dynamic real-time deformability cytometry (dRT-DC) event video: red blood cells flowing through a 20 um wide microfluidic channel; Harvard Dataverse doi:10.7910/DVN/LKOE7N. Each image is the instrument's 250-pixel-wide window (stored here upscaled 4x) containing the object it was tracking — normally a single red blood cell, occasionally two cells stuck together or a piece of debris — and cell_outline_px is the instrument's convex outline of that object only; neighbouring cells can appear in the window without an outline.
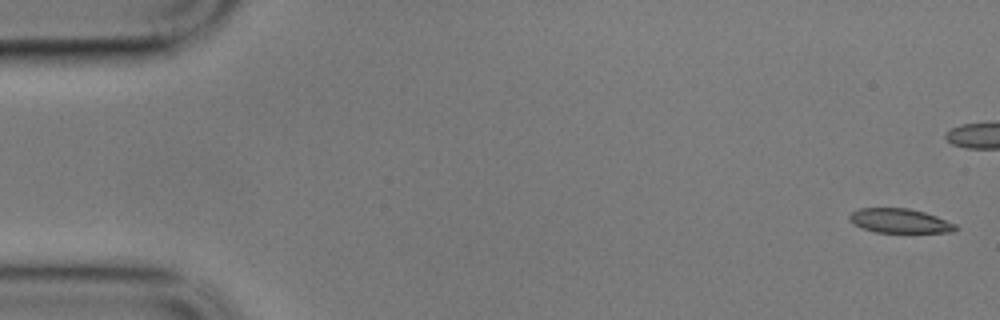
{"species": "common noctule bat (a hibernating species)", "species_latin": "Nyctalus noctula", "temperature_condition": "cold", "stored_images_in_passage": 6, "camera_frame_rate_fps": 3000, "um_per_image_px": 0.085, "animal": {"sex": "male", "body_mass_g": 17.9}, "frame": {"image": 1, "passage_image": 1, "time_ms": 0.0, "image_size_px": [1000, 320], "cell_outline_px": [[960, 228], [956, 232], [876, 232], [852, 224], [848, 220], [848, 216], [852, 212], [860, 208], [908, 208], [924, 212], [936, 216], [956, 224]], "centroid_in_image_um": [76.49, 18.77], "position_along_channel_um": 8.5, "area_um2": 15.09}}
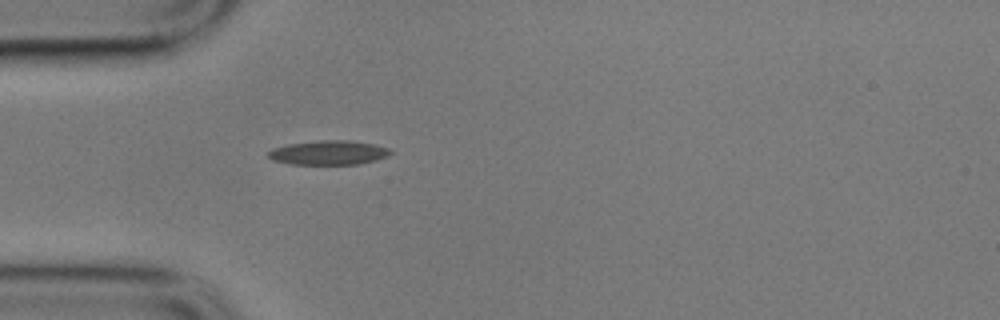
{"frame": {"image": 2, "passage_image": 6, "time_ms": 1.667, "image_size_px": [1000, 320], "cell_outline_px": [[392, 152], [388, 156], [376, 160], [356, 164], [292, 164], [272, 160], [268, 156], [268, 152], [272, 148], [288, 144], [320, 140], [348, 140], [376, 144], [388, 148]], "centroid_in_image_um": [27.94, 12.97], "position_along_channel_um": 57.1, "area_um2": 17.28}}